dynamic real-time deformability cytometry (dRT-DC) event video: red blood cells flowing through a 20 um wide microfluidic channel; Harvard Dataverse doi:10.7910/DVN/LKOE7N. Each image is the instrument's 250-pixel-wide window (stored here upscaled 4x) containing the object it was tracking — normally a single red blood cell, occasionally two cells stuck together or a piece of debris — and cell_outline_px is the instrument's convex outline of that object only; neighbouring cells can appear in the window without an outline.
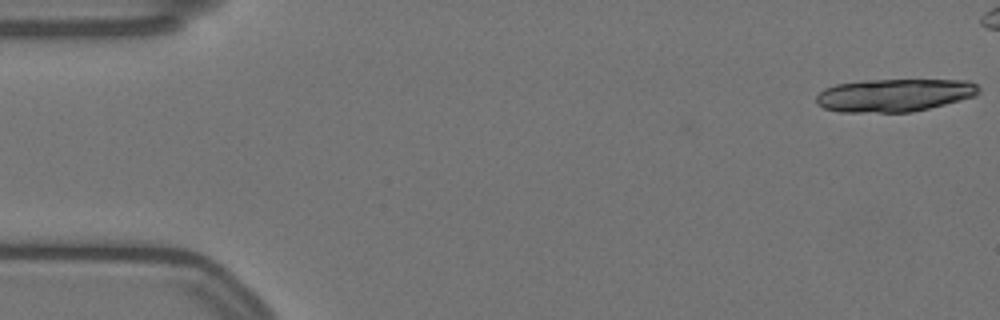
{"species": "Egyptian fruit bat (a non-hibernating species)", "species_latin": "Rousettus aegyptiacus", "temperature_condition": "warm", "stored_images_in_passage": 8, "camera_frame_rate_fps": 3000, "um_per_image_px": 0.085, "animal": {"sex": "female"}, "frame": {"image": 1, "passage_image": 1, "time_ms": 0.0, "image_size_px": [1000, 320], "cell_outline_px": [[980, 92], [976, 96], [912, 112], [840, 112], [824, 108], [816, 104], [816, 96], [824, 88], [836, 84], [864, 80], [968, 80], [976, 84], [980, 88]], "centroid_in_image_um": [76.0, 8.08], "position_along_channel_um": 9.0, "area_um2": 31.21}}